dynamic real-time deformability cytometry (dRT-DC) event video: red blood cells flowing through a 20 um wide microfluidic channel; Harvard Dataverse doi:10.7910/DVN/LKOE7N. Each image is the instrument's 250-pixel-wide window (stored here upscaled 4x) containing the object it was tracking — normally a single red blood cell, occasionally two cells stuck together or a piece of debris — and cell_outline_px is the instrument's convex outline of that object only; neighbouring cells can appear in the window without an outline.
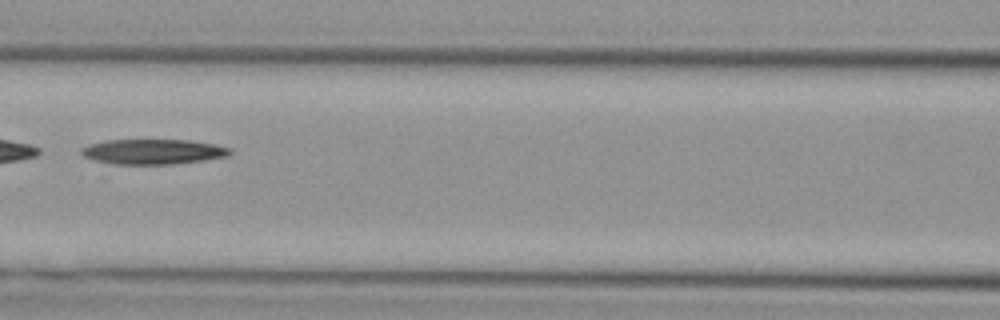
{"species": "Egyptian fruit bat (a non-hibernating species)", "species_latin": "Rousettus aegyptiacus", "temperature_condition": "cold", "stored_images_in_passage": 37, "camera_frame_rate_fps": 3000, "um_per_image_px": 0.085, "animal": {"sex": "female"}, "frame": {"image": 1, "passage_image": 10, "time_ms": 3.0, "image_size_px": [1000, 320], "cell_outline_px": [[232, 152], [228, 156], [204, 160], [172, 164], [112, 164], [92, 160], [84, 156], [80, 152], [80, 148], [104, 140], [188, 140], [216, 144], [232, 148]], "centroid_in_image_um": [13.02, 12.89], "position_along_channel_um": 153.6, "area_um2": 21.85}}